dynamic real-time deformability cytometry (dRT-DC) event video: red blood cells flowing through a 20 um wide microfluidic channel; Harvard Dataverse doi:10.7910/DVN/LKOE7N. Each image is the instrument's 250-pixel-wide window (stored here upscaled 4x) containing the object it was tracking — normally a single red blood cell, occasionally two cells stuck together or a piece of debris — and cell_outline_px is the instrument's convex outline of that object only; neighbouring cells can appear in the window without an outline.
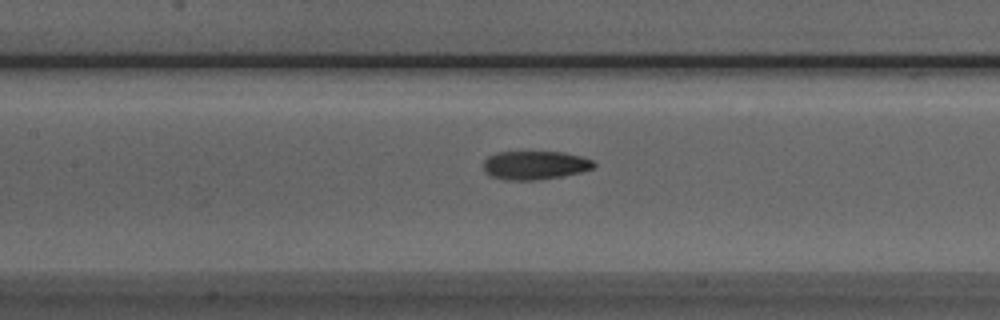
{"species": "Egyptian fruit bat (a non-hibernating species)", "species_latin": "Rousettus aegyptiacus", "temperature_condition": "room temperature", "stored_images_in_passage": 40, "camera_frame_rate_fps": 3000, "um_per_image_px": 0.085, "animal": {"sex": "male"}, "frame": {"image": 1, "passage_image": 11, "time_ms": 3.333, "image_size_px": [1000, 320], "cell_outline_px": [[596, 164], [592, 168], [580, 172], [540, 180], [504, 180], [492, 176], [484, 168], [484, 160], [488, 156], [496, 152], [564, 152], [580, 156], [592, 160]], "centroid_in_image_um": [45.46, 14.04], "position_along_channel_um": 161.9, "area_um2": 18.26}}
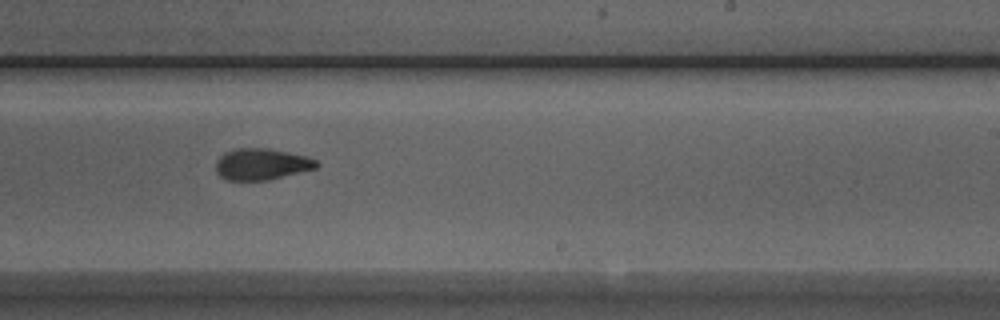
{"frame": {"image": 2, "passage_image": 19, "time_ms": 6.0, "image_size_px": [1000, 320], "cell_outline_px": [[320, 164], [316, 168], [268, 180], [228, 180], [220, 176], [216, 172], [216, 160], [224, 152], [232, 148], [268, 148], [288, 152], [304, 156], [316, 160]], "centroid_in_image_um": [22.2, 13.94], "position_along_channel_um": 266.8, "area_um2": 18.44}}
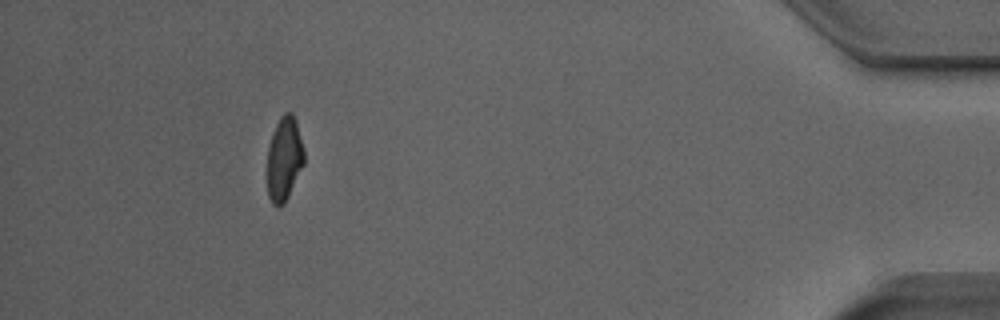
{"frame": {"image": 3, "passage_image": 35, "time_ms": 11.333, "image_size_px": [1000, 320], "cell_outline_px": [[304, 164], [284, 204], [280, 208], [276, 208], [272, 204], [268, 196], [268, 148], [272, 132], [280, 116], [284, 112], [292, 112], [296, 120], [304, 148]], "centroid_in_image_um": [24.16, 13.5], "position_along_channel_um": 411.0, "area_um2": 18.21}, "authors_computed_cell_mechanics": {"area_um2": 18.785, "velocity_mm_per_s": 3.9472, "shape_relaxation_time_tau1_ms": 5.2438, "shape_relaxation_time_tau2_ms": 2.3828, "deformation_change_tau1": 0.1648, "deformation_change_tau2": 0.0901}}